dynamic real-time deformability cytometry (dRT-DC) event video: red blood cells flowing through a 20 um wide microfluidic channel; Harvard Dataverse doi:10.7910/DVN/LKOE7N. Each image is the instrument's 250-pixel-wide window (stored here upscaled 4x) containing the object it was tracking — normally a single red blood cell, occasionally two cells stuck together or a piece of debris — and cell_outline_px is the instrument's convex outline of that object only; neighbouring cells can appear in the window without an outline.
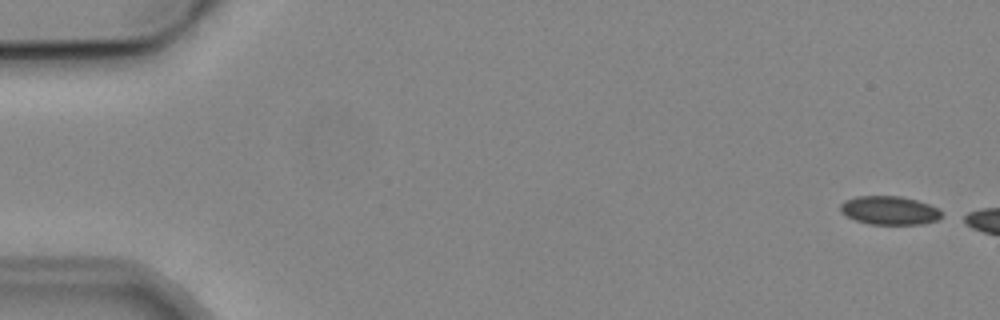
{"species": "common noctule bat (a hibernating species)", "species_latin": "Nyctalus noctula", "temperature_condition": "cold", "stored_images_in_passage": 6, "camera_frame_rate_fps": 3000, "um_per_image_px": 0.085, "animal": {"sex": "male", "body_mass_g": 19.2, "forearm_length_mm": 51.8}, "frame": {"image": 1, "passage_image": 1, "time_ms": 0.0, "image_size_px": [1000, 320], "cell_outline_px": [[940, 216], [936, 220], [920, 224], [868, 224], [856, 220], [840, 212], [840, 204], [844, 200], [856, 196], [900, 196], [916, 200], [940, 208]], "centroid_in_image_um": [75.56, 17.87], "position_along_channel_um": 9.4, "area_um2": 16.76}}